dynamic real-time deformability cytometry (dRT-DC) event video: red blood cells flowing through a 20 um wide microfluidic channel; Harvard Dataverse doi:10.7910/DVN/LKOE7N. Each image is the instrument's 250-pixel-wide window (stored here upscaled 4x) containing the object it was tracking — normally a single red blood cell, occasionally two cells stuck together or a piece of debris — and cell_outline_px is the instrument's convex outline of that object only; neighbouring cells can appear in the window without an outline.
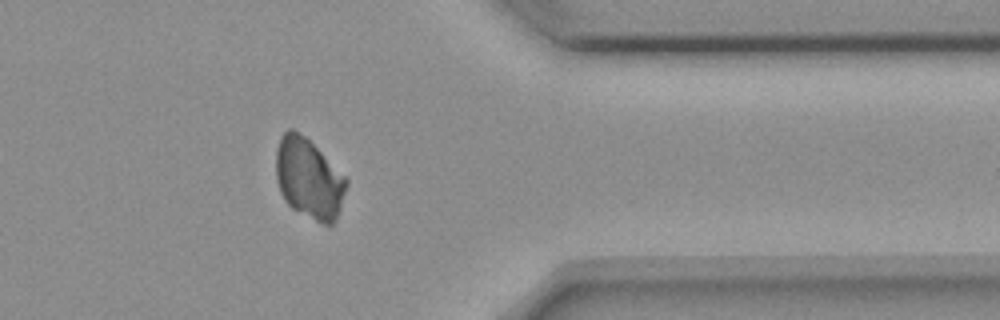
{"species": "common noctule bat (a hibernating species)", "species_latin": "Nyctalus noctula", "temperature_condition": "room temperature", "stored_images_in_passage": 40, "camera_frame_rate_fps": 3000, "um_per_image_px": 0.085, "animal": {"sex": "female", "body_mass_g": 18.4}, "frame": {"image": 1, "passage_image": 30, "time_ms": 9.667, "image_size_px": [1000, 320], "cell_outline_px": [[348, 184], [336, 220], [332, 224], [320, 224], [292, 208], [284, 200], [280, 192], [276, 180], [276, 148], [280, 136], [288, 128], [292, 128], [304, 136], [348, 180]], "centroid_in_image_um": [26.22, 15.2], "position_along_channel_um": 385.2, "area_um2": 32.77}}
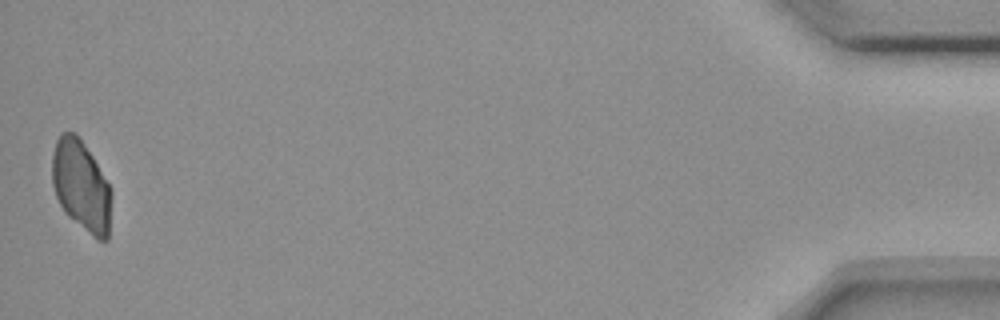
{"frame": {"image": 2, "passage_image": 40, "time_ms": 13.0, "image_size_px": [1000, 320], "cell_outline_px": [[112, 196], [108, 240], [96, 240], [68, 216], [64, 212], [56, 196], [52, 184], [52, 156], [56, 140], [60, 132], [72, 132], [80, 136], [112, 188]], "centroid_in_image_um": [6.92, 15.79], "position_along_channel_um": 428.3, "area_um2": 31.85}}